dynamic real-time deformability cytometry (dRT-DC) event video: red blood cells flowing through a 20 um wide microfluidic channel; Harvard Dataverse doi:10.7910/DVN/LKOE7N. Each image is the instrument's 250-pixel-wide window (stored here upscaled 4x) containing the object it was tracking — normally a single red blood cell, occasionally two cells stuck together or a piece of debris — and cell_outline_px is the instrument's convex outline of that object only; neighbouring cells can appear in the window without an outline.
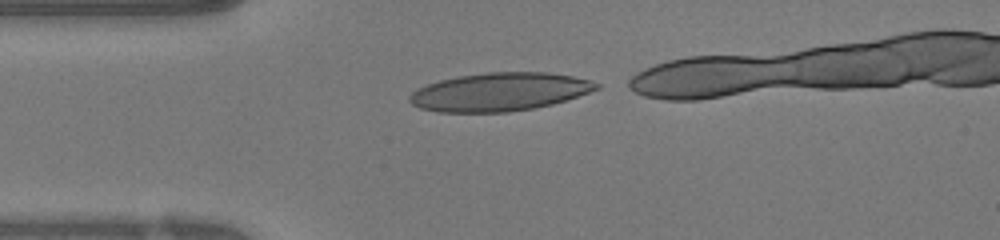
{"species": "human", "species_latin": "Homo sapiens", "temperature_condition": "warm", "stored_images_in_passage": 29, "camera_frame_rate_fps": 3000, "um_per_image_px": 0.085, "donor": {"sex": "female"}, "frame": {"image": 1, "passage_image": 1, "time_ms": 0.0, "image_size_px": [1000, 240], "cell_outline_px": [[600, 88], [552, 104], [532, 108], [508, 112], [436, 112], [420, 108], [412, 104], [408, 100], [408, 96], [416, 88], [440, 80], [456, 76], [488, 72], [548, 72], [572, 76], [588, 80], [600, 84]], "centroid_in_image_um": [42.4, 7.81], "position_along_channel_um": 42.6, "area_um2": 41.56}}
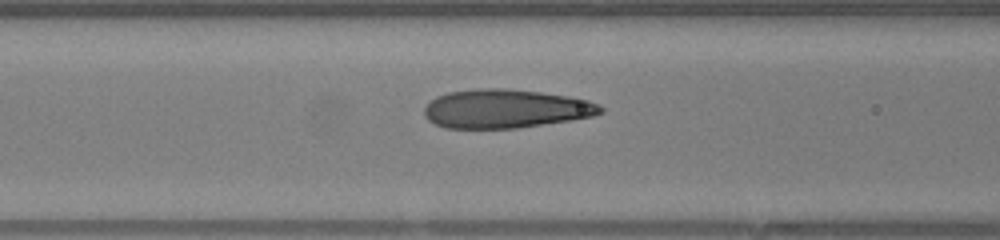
{"frame": {"image": 2, "passage_image": 8, "time_ms": 2.333, "image_size_px": [1000, 240], "cell_outline_px": [[604, 112], [592, 116], [572, 120], [516, 128], [444, 128], [428, 120], [424, 116], [424, 108], [436, 96], [448, 92], [480, 88], [508, 88], [540, 92], [568, 96], [588, 100], [600, 104], [604, 108]], "centroid_in_image_um": [42.99, 9.24], "position_along_channel_um": 123.6, "area_um2": 39.94}}
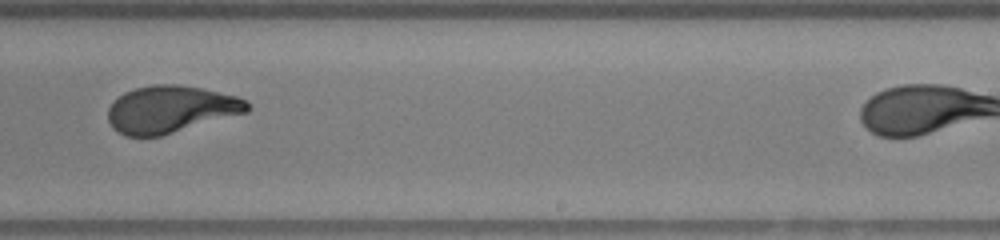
{"frame": {"image": 3, "passage_image": 19, "time_ms": 6.0, "image_size_px": [1000, 240], "cell_outline_px": [[252, 108], [248, 112], [160, 136], [124, 136], [112, 128], [108, 120], [108, 108], [124, 92], [136, 88], [152, 84], [176, 84], [200, 88], [236, 96], [248, 100]], "centroid_in_image_um": [14.52, 9.29], "position_along_channel_um": 274.5, "area_um2": 38.21}}